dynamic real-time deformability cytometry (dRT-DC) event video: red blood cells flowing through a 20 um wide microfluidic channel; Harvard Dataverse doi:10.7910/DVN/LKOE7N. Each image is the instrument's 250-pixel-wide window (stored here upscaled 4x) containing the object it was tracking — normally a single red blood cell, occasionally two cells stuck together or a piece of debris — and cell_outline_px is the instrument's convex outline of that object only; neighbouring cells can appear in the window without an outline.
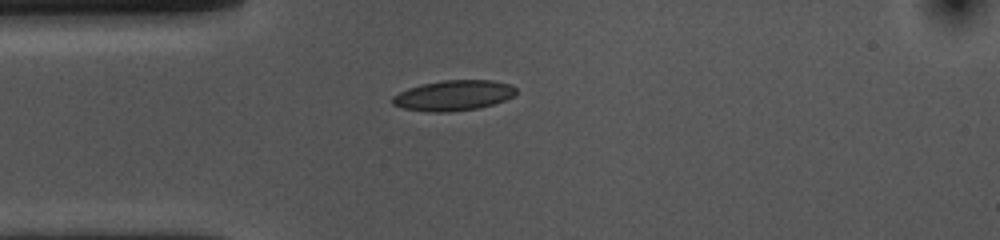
{"species": "common noctule bat (a hibernating species)", "species_latin": "Nyctalus noctula", "temperature_condition": "cold", "stored_images_in_passage": 43, "camera_frame_rate_fps": 3000, "um_per_image_px": 0.085, "animal": {"sex": "female", "body_mass_g": 10.0, "forearm_length_mm": 53.1}, "frame": {"image": 1, "passage_image": 1, "time_ms": 0.0, "image_size_px": [1000, 240], "cell_outline_px": [[516, 92], [512, 96], [504, 100], [492, 104], [476, 108], [448, 112], [428, 112], [404, 108], [392, 104], [392, 96], [408, 88], [424, 84], [444, 80], [492, 80], [512, 84], [516, 88]], "centroid_in_image_um": [38.54, 8.11], "position_along_channel_um": 46.5, "area_um2": 21.68}}
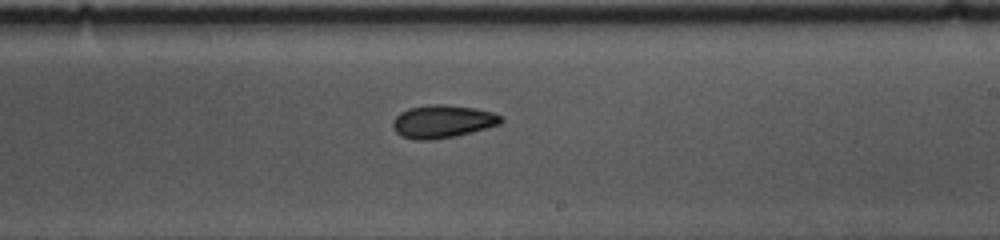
{"frame": {"image": 2, "passage_image": 19, "time_ms": 6.0, "image_size_px": [1000, 240], "cell_outline_px": [[504, 120], [500, 124], [472, 132], [432, 140], [412, 140], [400, 136], [392, 128], [392, 120], [400, 112], [408, 108], [432, 104], [444, 104], [472, 108], [492, 112], [500, 116]], "centroid_in_image_um": [37.56, 10.33], "position_along_channel_um": 251.4, "area_um2": 20.75}}
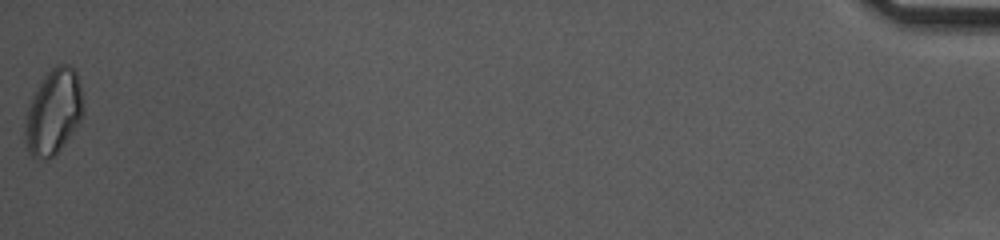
{"frame": {"image": 3, "passage_image": 43, "time_ms": 14.0, "image_size_px": [1000, 240], "cell_outline_px": [[84, 112], [80, 120], [72, 132], [60, 148], [52, 156], [32, 156], [28, 152], [24, 140], [24, 124], [28, 108], [32, 96], [44, 76], [56, 64], [68, 64], [76, 72], [80, 84], [84, 104]], "centroid_in_image_um": [4.55, 9.47], "position_along_channel_um": 430.7, "area_um2": 28.5}, "authors_computed_cell_mechanics": {"area_um2": 20.7502, "velocity_mm_per_s": 3.5545, "shape_relaxation_time_tau1_ms": 6.5143, "shape_relaxation_time_tau2_ms": 4.6435, "deformation_change_tau1": 0.1191, "deformation_change_tau2": 0.0996}}